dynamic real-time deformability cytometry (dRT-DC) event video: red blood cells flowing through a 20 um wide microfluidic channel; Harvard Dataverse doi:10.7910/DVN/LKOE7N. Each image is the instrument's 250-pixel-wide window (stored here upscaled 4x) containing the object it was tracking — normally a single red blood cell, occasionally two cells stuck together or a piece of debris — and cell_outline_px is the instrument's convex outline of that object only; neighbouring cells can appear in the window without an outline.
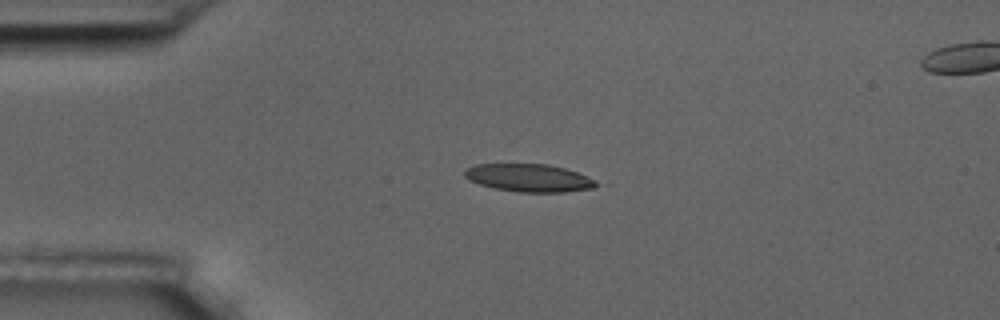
{"species": "common noctule bat (a hibernating species)", "species_latin": "Nyctalus noctula", "temperature_condition": "room temperature", "stored_images_in_passage": 5, "camera_frame_rate_fps": 3000, "um_per_image_px": 0.085, "animal": {"sex": "male", "body_mass_g": 17.5, "forearm_length_mm": 52.3}, "frame": {"image": 1, "passage_image": 3, "time_ms": 2.333, "image_size_px": [1000, 320], "cell_outline_px": [[600, 184], [592, 188], [564, 192], [520, 192], [496, 188], [480, 184], [468, 180], [464, 176], [464, 172], [468, 168], [476, 164], [548, 164], [564, 168], [576, 172], [596, 180]], "centroid_in_image_um": [44.97, 15.12], "position_along_channel_um": 40.0, "area_um2": 21.15}}